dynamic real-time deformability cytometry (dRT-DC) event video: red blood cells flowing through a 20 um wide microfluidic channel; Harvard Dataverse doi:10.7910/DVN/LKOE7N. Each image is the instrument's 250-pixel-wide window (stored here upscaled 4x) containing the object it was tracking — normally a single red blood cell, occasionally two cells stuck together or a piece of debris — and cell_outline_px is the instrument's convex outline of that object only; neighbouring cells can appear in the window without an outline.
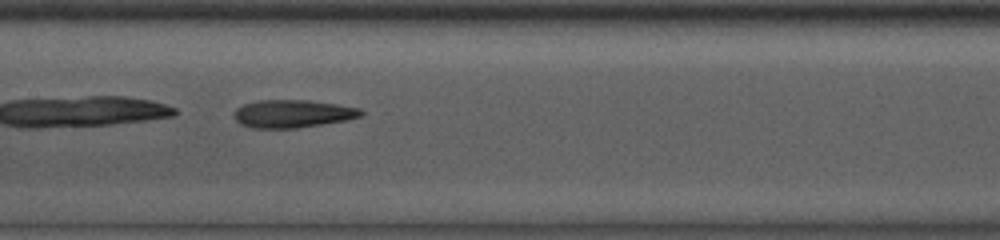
{"species": "common noctule bat (a hibernating species)", "species_latin": "Nyctalus noctula", "temperature_condition": "room temperature", "stored_images_in_passage": 50, "camera_frame_rate_fps": 3000, "um_per_image_px": 0.085, "animal": {"sex": "male", "body_mass_g": 13.0, "forearm_length_mm": 53.1}, "frame": {"image": 1, "passage_image": 27, "time_ms": 8.667, "image_size_px": [1000, 240], "cell_outline_px": [[364, 112], [360, 116], [344, 120], [296, 128], [252, 128], [240, 124], [236, 120], [236, 108], [244, 104], [260, 100], [308, 100], [336, 104], [360, 108]], "centroid_in_image_um": [24.86, 9.66], "position_along_channel_um": 182.5, "area_um2": 20.29}}
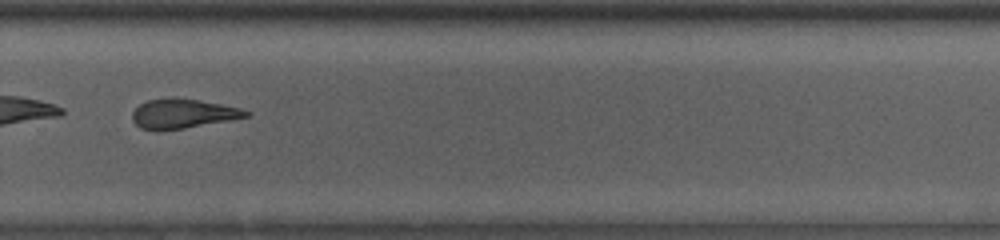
{"frame": {"image": 2, "passage_image": 37, "time_ms": 12.0, "image_size_px": [1000, 240], "cell_outline_px": [[252, 112], [248, 116], [228, 120], [184, 128], [156, 132], [140, 128], [132, 120], [132, 112], [140, 104], [148, 100], [200, 100], [240, 108]], "centroid_in_image_um": [15.51, 9.71], "position_along_channel_um": 314.3, "area_um2": 18.96}}
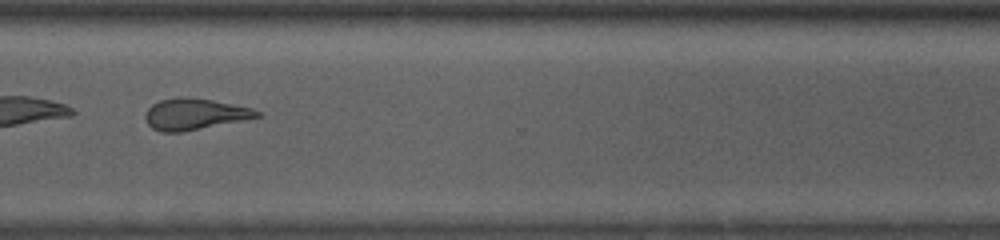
{"frame": {"image": 3, "passage_image": 40, "time_ms": 13.0, "image_size_px": [1000, 240], "cell_outline_px": [[260, 116], [180, 132], [160, 132], [152, 128], [148, 124], [144, 116], [148, 108], [152, 104], [160, 100], [180, 96], [188, 96], [212, 100], [252, 108], [260, 112]], "centroid_in_image_um": [16.47, 9.68], "position_along_channel_um": 354.1, "area_um2": 20.06}, "authors_computed_cell_mechanics": {"area_um2": 22.3108, "velocity_mm_per_s": 3.9812, "shape_relaxation_time_tau1_ms": null, "shape_relaxation_time_tau2_ms": 2.426, "deformation_change_tau1": null, "deformation_change_tau2": 0.1157}}